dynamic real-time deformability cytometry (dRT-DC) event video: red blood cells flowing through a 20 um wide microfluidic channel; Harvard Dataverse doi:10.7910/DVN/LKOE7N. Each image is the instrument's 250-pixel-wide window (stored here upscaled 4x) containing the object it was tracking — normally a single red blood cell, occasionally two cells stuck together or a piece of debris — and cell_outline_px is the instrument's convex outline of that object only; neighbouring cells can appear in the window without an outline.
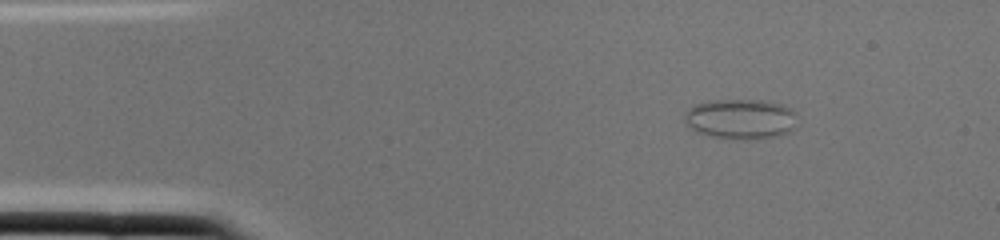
{"species": "common noctule bat (a hibernating species)", "species_latin": "Nyctalus noctula", "temperature_condition": "cold", "stored_images_in_passage": 1, "camera_frame_rate_fps": 3000, "um_per_image_px": 0.085, "animal": {"sex": "female", "body_mass_g": 22.0, "forearm_length_mm": 56.7}, "frame": {"image": 1, "passage_image": 1, "time_ms": 0.0, "image_size_px": [1000, 240], "cell_outline_px": [[792, 128], [788, 132], [756, 140], [744, 140], [712, 136], [700, 132], [692, 128], [684, 120], [684, 112], [688, 108], [696, 104], [716, 100], [760, 100], [784, 104], [792, 108]], "centroid_in_image_um": [62.91, 10.1], "position_along_channel_um": 22.1, "area_um2": 25.89}}